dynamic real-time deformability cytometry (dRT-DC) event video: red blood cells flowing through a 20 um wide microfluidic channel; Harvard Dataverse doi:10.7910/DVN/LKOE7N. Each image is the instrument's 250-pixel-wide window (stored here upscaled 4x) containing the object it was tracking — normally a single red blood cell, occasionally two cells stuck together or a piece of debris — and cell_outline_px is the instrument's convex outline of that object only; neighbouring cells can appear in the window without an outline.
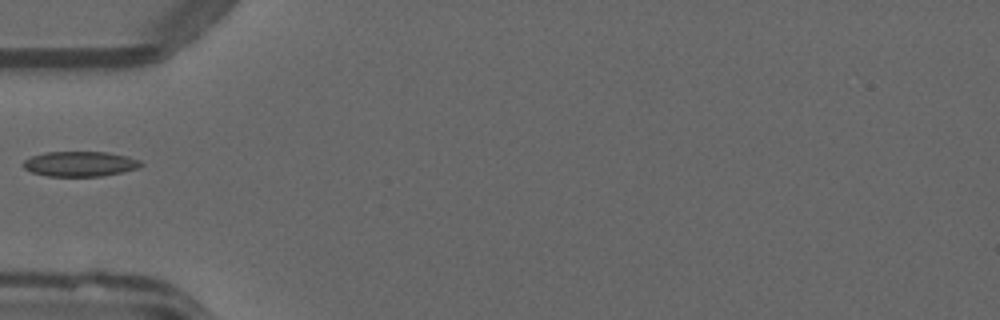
{"species": "common noctule bat (a hibernating species)", "species_latin": "Nyctalus noctula", "temperature_condition": "warm", "stored_images_in_passage": 33, "camera_frame_rate_fps": 3000, "um_per_image_px": 0.085, "animal": {"sex": "male", "forearm_length_mm": 52.5}, "frame": {"image": 1, "passage_image": 1, "time_ms": 0.0, "image_size_px": [1000, 320], "cell_outline_px": [[144, 164], [140, 168], [124, 172], [100, 176], [48, 176], [32, 172], [24, 168], [20, 164], [24, 160], [32, 156], [44, 152], [108, 152], [128, 156], [140, 160]], "centroid_in_image_um": [6.82, 13.93], "position_along_channel_um": 78.2, "area_um2": 17.4}}
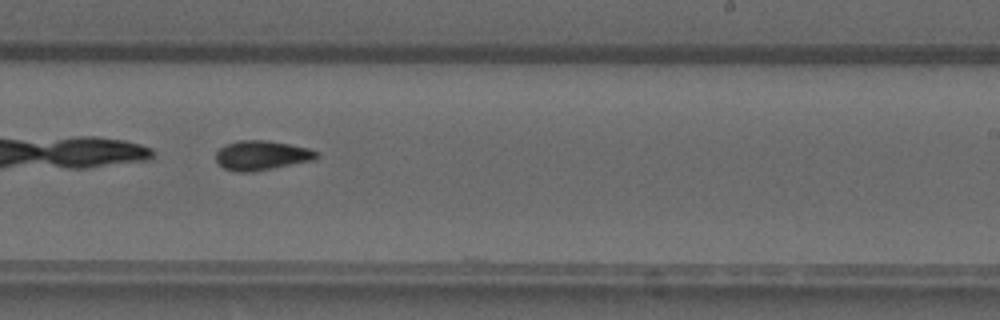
{"frame": {"image": 2, "passage_image": 15, "time_ms": 4.667, "image_size_px": [1000, 320], "cell_outline_px": [[320, 156], [312, 160], [256, 172], [236, 172], [224, 168], [216, 160], [216, 152], [220, 148], [228, 144], [240, 140], [268, 140], [308, 148], [316, 152]], "centroid_in_image_um": [22.23, 13.22], "position_along_channel_um": 266.8, "area_um2": 17.22}}